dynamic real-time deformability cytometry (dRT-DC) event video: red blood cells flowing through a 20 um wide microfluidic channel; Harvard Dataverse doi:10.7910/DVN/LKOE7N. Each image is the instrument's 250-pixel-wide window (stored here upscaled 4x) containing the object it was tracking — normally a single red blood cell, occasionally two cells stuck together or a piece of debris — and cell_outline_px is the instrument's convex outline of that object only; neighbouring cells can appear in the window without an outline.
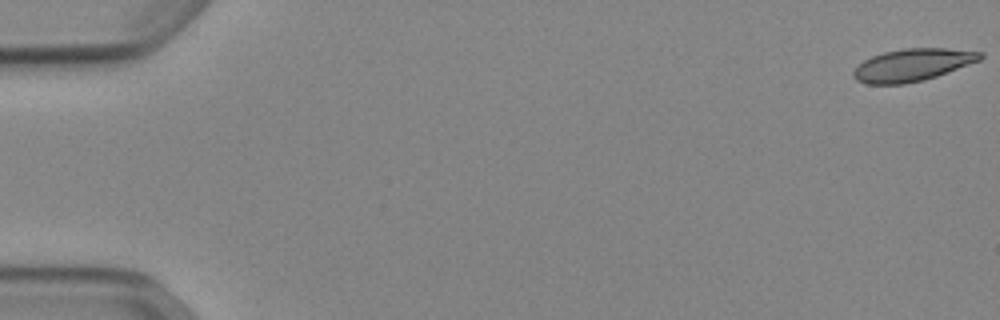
{"species": "Egyptian fruit bat (a non-hibernating species)", "species_latin": "Rousettus aegyptiacus", "temperature_condition": "cold", "stored_images_in_passage": 9, "camera_frame_rate_fps": 3000, "um_per_image_px": 0.085, "animal": {"sex": "female"}, "frame": {"image": 1, "passage_image": 1, "time_ms": 0.0, "image_size_px": [1000, 320], "cell_outline_px": [[984, 56], [980, 60], [936, 76], [924, 80], [904, 84], [868, 84], [856, 80], [852, 76], [852, 72], [864, 60], [872, 56], [884, 52], [904, 48], [948, 48], [984, 52]], "centroid_in_image_um": [77.56, 5.51], "position_along_channel_um": 7.4, "area_um2": 23.87}}